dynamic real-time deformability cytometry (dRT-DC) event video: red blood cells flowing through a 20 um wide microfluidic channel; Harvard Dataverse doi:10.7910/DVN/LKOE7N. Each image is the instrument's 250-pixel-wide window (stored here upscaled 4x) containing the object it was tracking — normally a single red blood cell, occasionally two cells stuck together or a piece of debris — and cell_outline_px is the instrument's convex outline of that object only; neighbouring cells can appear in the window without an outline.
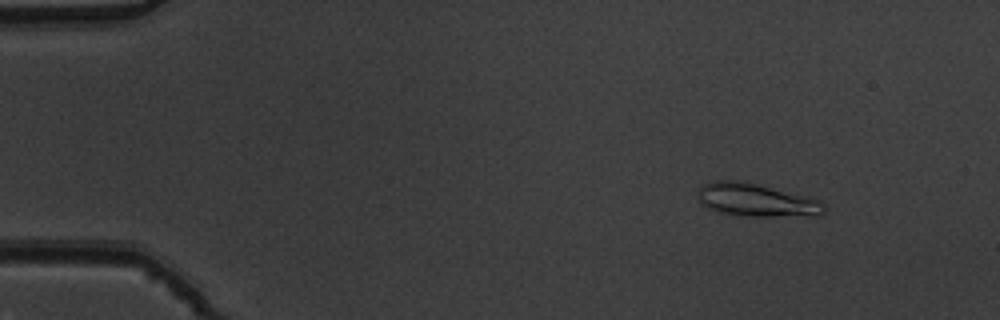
{"species": "common noctule bat (a hibernating species)", "species_latin": "Nyctalus noctula", "temperature_condition": "warm", "stored_images_in_passage": 53, "camera_frame_rate_fps": 3000, "um_per_image_px": 0.085, "animal": {"sex": "male", "body_mass_g": 19.5, "forearm_length_mm": 54.6}, "frame": {"image": 1, "passage_image": 7, "time_ms": 2.0, "image_size_px": [1000, 320], "cell_outline_px": [[824, 212], [816, 216], [748, 216], [720, 212], [708, 208], [700, 204], [700, 188], [704, 184], [716, 180], [736, 180], [760, 184], [820, 200], [824, 204]], "centroid_in_image_um": [64.31, 17.0], "position_along_channel_um": 20.7, "area_um2": 24.1}}
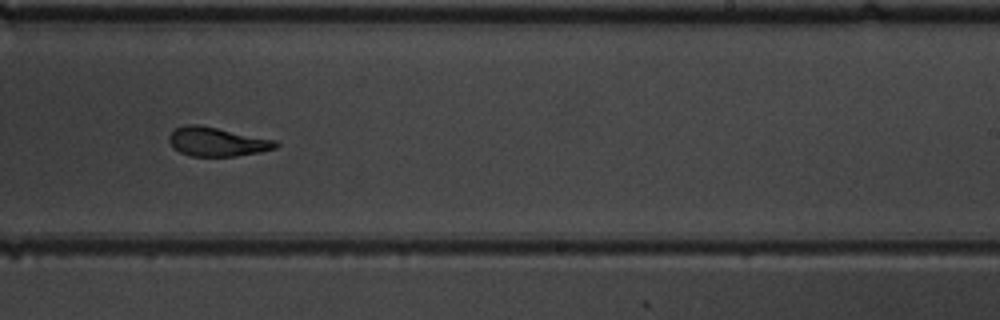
{"frame": {"image": 2, "passage_image": 34, "time_ms": 11.0, "image_size_px": [1000, 320], "cell_outline_px": [[280, 144], [276, 148], [260, 152], [236, 156], [192, 156], [180, 152], [172, 148], [168, 140], [168, 136], [176, 128], [184, 124], [196, 124], [276, 140]], "centroid_in_image_um": [18.43, 12.05], "position_along_channel_um": 270.6, "area_um2": 17.98}}
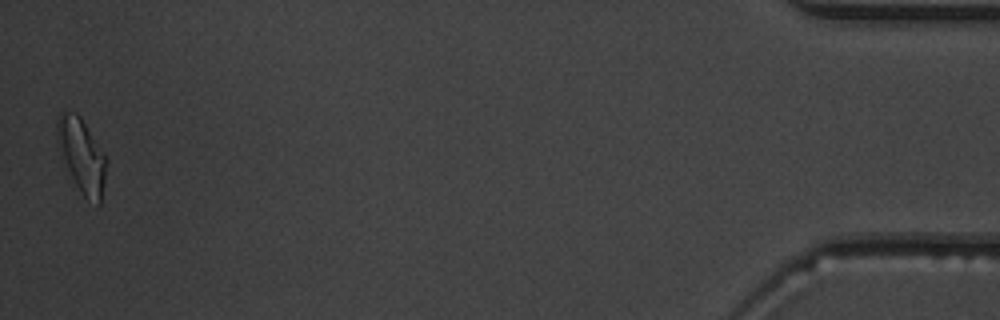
{"frame": {"image": 3, "passage_image": 53, "time_ms": 17.333, "image_size_px": [1000, 320], "cell_outline_px": [[108, 160], [100, 204], [96, 204], [84, 196], [80, 192], [60, 156], [56, 148], [56, 120], [60, 112], [76, 112], [80, 116]], "centroid_in_image_um": [6.91, 13.2], "position_along_channel_um": 428.3, "area_um2": 21.39}, "authors_computed_cell_mechanics": {"area_um2": 19.3052, "velocity_mm_per_s": 3.8501, "shape_relaxation_time_tau1_ms": 5.2246, "shape_relaxation_time_tau2_ms": 2.5669, "deformation_change_tau1": 0.1895, "deformation_change_tau2": 0.1012}}